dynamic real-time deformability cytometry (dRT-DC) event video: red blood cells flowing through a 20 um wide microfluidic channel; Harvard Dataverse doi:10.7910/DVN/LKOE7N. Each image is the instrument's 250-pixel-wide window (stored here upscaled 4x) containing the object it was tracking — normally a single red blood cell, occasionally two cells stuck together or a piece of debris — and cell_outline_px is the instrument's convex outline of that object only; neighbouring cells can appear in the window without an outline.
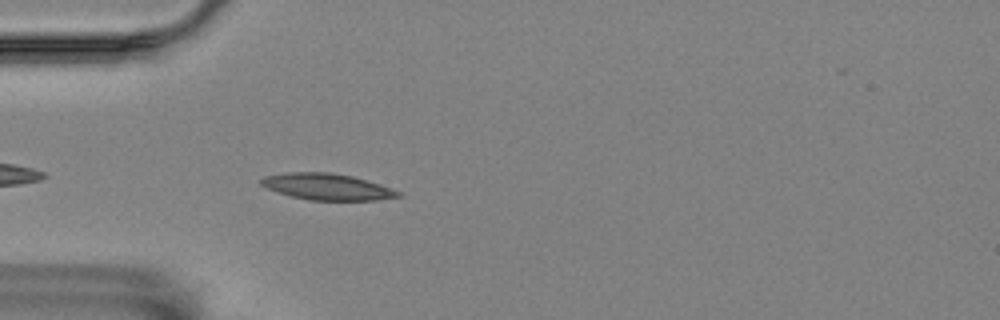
{"species": "Egyptian fruit bat (a non-hibernating species)", "species_latin": "Rousettus aegyptiacus", "temperature_condition": "room temperature", "stored_images_in_passage": 4, "camera_frame_rate_fps": 3000, "um_per_image_px": 0.085, "animal": {"sex": "female"}, "frame": {"image": 1, "passage_image": 4, "time_ms": 1.0, "image_size_px": [1000, 320], "cell_outline_px": [[404, 196], [376, 200], [308, 200], [292, 196], [268, 188], [260, 184], [260, 180], [264, 176], [284, 172], [328, 172], [352, 176], [380, 184], [400, 192]], "centroid_in_image_um": [27.81, 15.87], "position_along_channel_um": 57.2, "area_um2": 20.92}}